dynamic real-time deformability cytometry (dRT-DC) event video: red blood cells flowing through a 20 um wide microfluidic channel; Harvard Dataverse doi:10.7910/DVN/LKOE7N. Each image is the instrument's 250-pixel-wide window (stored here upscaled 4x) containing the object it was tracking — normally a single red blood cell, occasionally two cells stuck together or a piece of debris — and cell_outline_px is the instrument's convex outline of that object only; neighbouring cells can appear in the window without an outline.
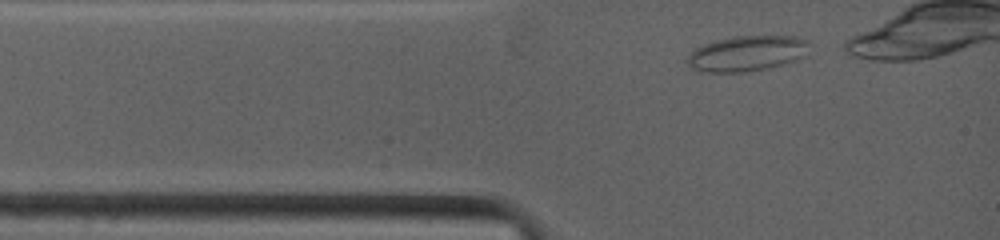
{"species": "common noctule bat (a hibernating species)", "species_latin": "Nyctalus noctula", "temperature_condition": "warm", "stored_images_in_passage": 2, "camera_frame_rate_fps": 4500, "um_per_image_px": 0.085, "animal": {"sex": "female", "body_mass_g": 19.0, "forearm_length_mm": 53.3}, "frame": {"image": 1, "passage_image": 2, "time_ms": 0.222, "image_size_px": [1000, 240], "cell_outline_px": [[808, 44], [800, 56], [796, 60], [764, 68], [744, 72], [700, 72], [688, 68], [684, 60], [696, 48], [704, 44], [716, 40], [732, 36], [796, 36], [808, 40]], "centroid_in_image_um": [63.37, 4.54], "position_along_channel_um": 21.6, "area_um2": 24.97}}